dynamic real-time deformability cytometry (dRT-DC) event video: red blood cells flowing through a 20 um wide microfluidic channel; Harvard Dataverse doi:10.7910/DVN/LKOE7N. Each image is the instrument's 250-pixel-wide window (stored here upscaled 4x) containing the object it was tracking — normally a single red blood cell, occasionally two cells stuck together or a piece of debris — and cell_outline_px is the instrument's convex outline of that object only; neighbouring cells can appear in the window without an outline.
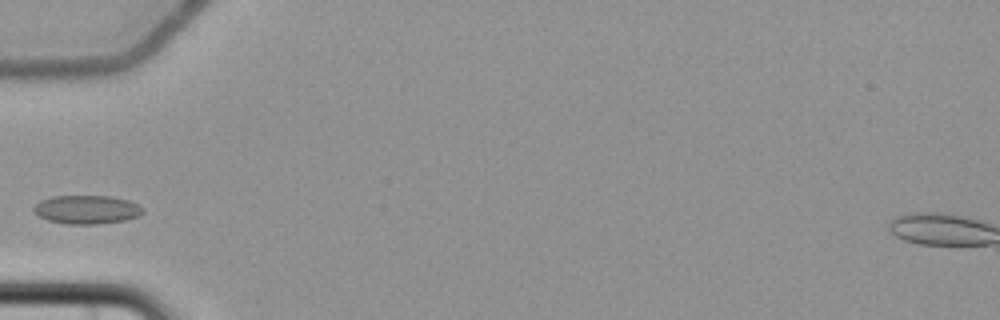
{"species": "common noctule bat (a hibernating species)", "species_latin": "Nyctalus noctula", "temperature_condition": "cold", "stored_images_in_passage": 6, "camera_frame_rate_fps": 3000, "um_per_image_px": 0.085, "animal": {"sex": "female", "body_mass_g": 22.7, "forearm_length_mm": 54.2}, "frame": {"image": 1, "passage_image": 6, "time_ms": 6.0, "image_size_px": [1000, 320], "cell_outline_px": [[144, 212], [140, 216], [124, 220], [100, 224], [68, 224], [48, 220], [40, 216], [32, 208], [40, 200], [52, 196], [108, 196], [128, 200], [144, 208]], "centroid_in_image_um": [7.39, 17.81], "position_along_channel_um": 77.6, "area_um2": 18.15}}